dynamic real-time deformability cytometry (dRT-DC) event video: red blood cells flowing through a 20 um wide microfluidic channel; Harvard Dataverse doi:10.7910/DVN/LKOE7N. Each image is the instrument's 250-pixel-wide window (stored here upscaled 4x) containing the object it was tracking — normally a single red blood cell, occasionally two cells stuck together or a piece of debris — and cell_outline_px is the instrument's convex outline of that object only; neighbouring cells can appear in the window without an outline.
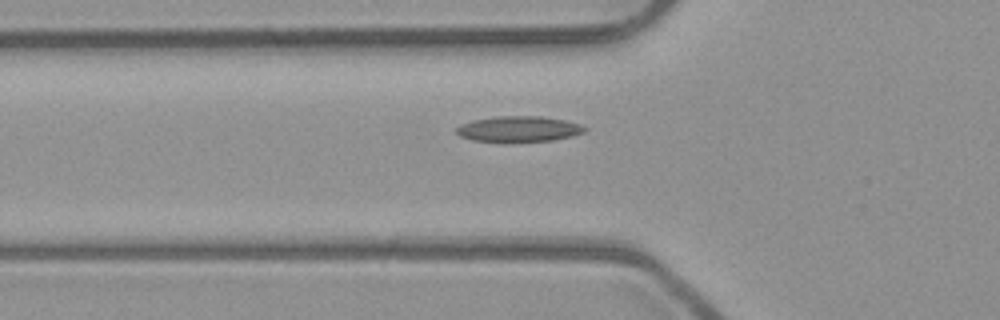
{"species": "common noctule bat (a hibernating species)", "species_latin": "Nyctalus noctula", "temperature_condition": "room temperature", "stored_images_in_passage": 37, "camera_frame_rate_fps": 3000, "um_per_image_px": 0.085, "animal": {"sex": "male", "body_mass_g": 23.1, "forearm_length_mm": 52.7}, "frame": {"image": 1, "passage_image": 4, "time_ms": 1.0, "image_size_px": [1000, 320], "cell_outline_px": [[588, 128], [584, 132], [572, 136], [552, 140], [508, 144], [472, 140], [460, 136], [456, 132], [456, 128], [472, 120], [496, 116], [540, 116], [564, 120], [580, 124]], "centroid_in_image_um": [44.09, 11.0], "position_along_channel_um": 81.7, "area_um2": 19.71}}
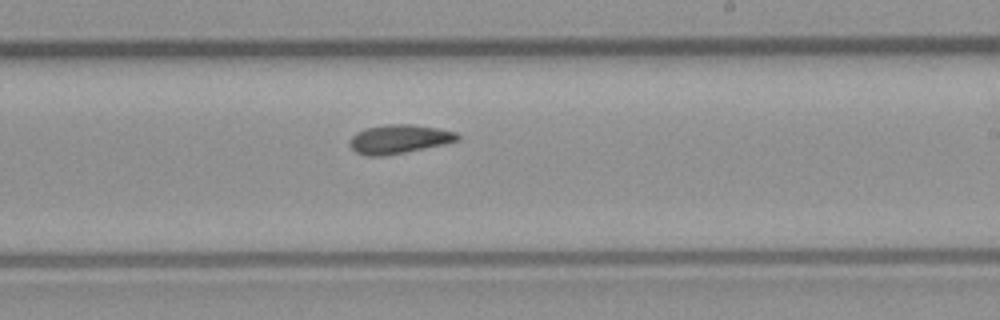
{"frame": {"image": 2, "passage_image": 17, "time_ms": 5.333, "image_size_px": [1000, 320], "cell_outline_px": [[460, 140], [444, 144], [384, 156], [368, 156], [356, 152], [348, 144], [348, 140], [356, 132], [368, 128], [384, 124], [412, 124], [436, 128], [456, 132], [460, 136]], "centroid_in_image_um": [33.9, 11.82], "position_along_channel_um": 255.1, "area_um2": 18.09}}
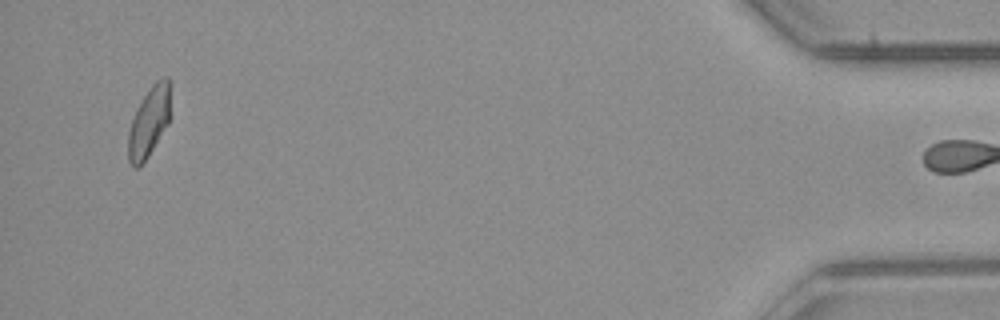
{"frame": {"image": 3, "passage_image": 36, "time_ms": 11.667, "image_size_px": [1000, 320], "cell_outline_px": [[172, 84], [168, 124], [148, 156], [136, 168], [132, 168], [128, 160], [128, 132], [132, 120], [144, 96], [152, 84], [156, 80], [164, 76], [168, 76]], "centroid_in_image_um": [12.7, 10.3], "position_along_channel_um": 422.5, "area_um2": 17.28}, "authors_computed_cell_mechanics": {"area_um2": 17.8024, "velocity_mm_per_s": 3.9781, "shape_relaxation_time_tau1_ms": null, "shape_relaxation_time_tau2_ms": 7.2439, "deformation_change_tau1": null, "deformation_change_tau2": 0.1408}}